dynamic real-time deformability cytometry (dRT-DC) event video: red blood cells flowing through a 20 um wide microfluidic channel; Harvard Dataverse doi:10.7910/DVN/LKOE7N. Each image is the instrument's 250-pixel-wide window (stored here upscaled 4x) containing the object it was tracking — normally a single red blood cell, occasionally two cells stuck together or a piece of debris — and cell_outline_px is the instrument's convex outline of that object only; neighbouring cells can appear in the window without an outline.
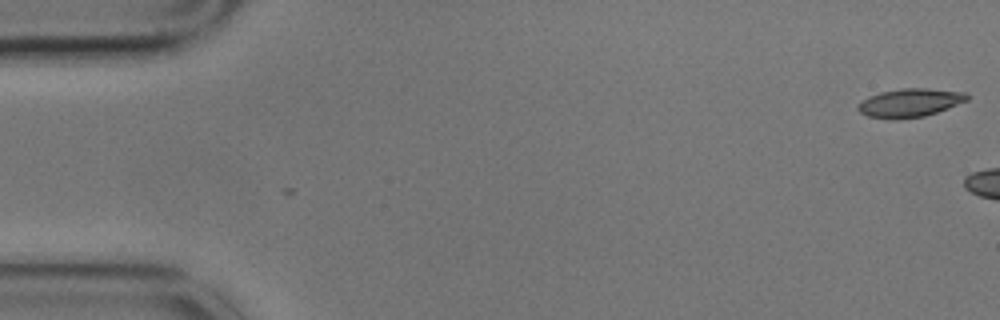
{"species": "common noctule bat (a hibernating species)", "species_latin": "Nyctalus noctula", "temperature_condition": "cold", "stored_images_in_passage": 4, "camera_frame_rate_fps": 3000, "um_per_image_px": 0.085, "animal": {"sex": "male", "body_mass_g": 17.9}, "frame": {"image": 1, "passage_image": 4, "time_ms": 1.0, "image_size_px": [1000, 320], "cell_outline_px": [[968, 100], [948, 108], [924, 116], [868, 116], [860, 112], [856, 108], [868, 96], [880, 92], [900, 88], [928, 88], [968, 92]], "centroid_in_image_um": [77.41, 8.67], "position_along_channel_um": 7.6, "area_um2": 17.34}}